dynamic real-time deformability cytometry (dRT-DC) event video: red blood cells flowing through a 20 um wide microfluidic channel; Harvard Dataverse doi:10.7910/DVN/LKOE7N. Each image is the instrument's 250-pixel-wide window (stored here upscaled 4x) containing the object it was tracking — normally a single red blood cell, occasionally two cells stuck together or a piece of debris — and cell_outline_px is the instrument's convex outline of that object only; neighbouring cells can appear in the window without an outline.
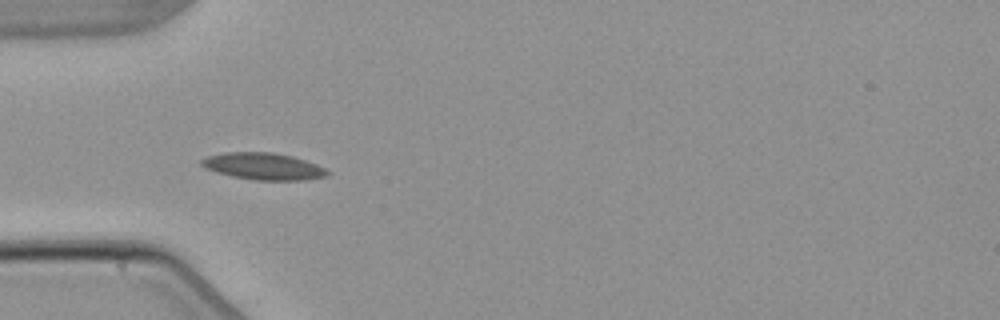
{"species": "common noctule bat (a hibernating species)", "species_latin": "Nyctalus noctula", "temperature_condition": "warm", "stored_images_in_passage": 4, "camera_frame_rate_fps": 3000, "um_per_image_px": 0.085, "animal": {"sex": "male", "body_mass_g": 21.5, "forearm_length_mm": 52.0}, "frame": {"image": 1, "passage_image": 3, "time_ms": 3.667, "image_size_px": [1000, 320], "cell_outline_px": [[332, 172], [328, 176], [304, 180], [252, 180], [232, 176], [216, 172], [204, 168], [200, 164], [200, 160], [208, 156], [224, 152], [272, 152], [292, 156], [316, 164]], "centroid_in_image_um": [22.38, 14.14], "position_along_channel_um": 62.6, "area_um2": 19.83}}